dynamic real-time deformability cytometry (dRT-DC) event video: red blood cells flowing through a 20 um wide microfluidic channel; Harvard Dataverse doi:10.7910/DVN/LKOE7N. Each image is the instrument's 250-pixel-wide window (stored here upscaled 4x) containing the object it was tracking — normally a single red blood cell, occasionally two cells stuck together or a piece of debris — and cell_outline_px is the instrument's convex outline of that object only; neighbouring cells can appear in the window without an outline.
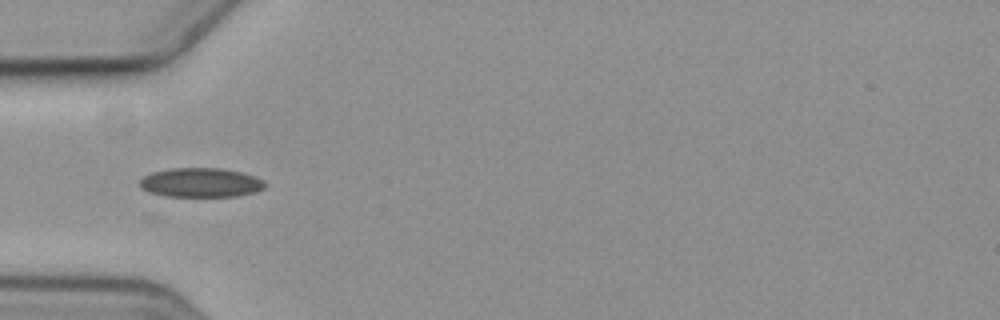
{"species": "common noctule bat (a hibernating species)", "species_latin": "Nyctalus noctula", "temperature_condition": "cold", "stored_images_in_passage": 9, "camera_frame_rate_fps": 3000, "um_per_image_px": 0.085, "animal": {"sex": "female", "body_mass_g": 19.3, "forearm_length_mm": 54.1}, "frame": {"image": 1, "passage_image": 6, "time_ms": 6.0, "image_size_px": [1000, 320], "cell_outline_px": [[268, 184], [264, 188], [256, 192], [236, 196], [164, 196], [148, 192], [140, 188], [140, 180], [144, 176], [152, 172], [172, 168], [220, 168], [240, 172], [256, 176], [264, 180]], "centroid_in_image_um": [17.08, 15.52], "position_along_channel_um": 67.9, "area_um2": 21.5}}
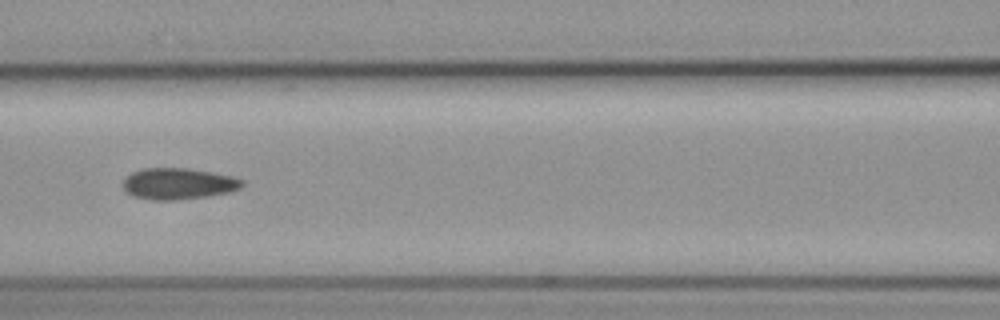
{"frame": {"image": 2, "passage_image": 8, "time_ms": 8.333, "image_size_px": [1000, 320], "cell_outline_px": [[244, 184], [240, 188], [232, 192], [208, 196], [176, 200], [152, 200], [132, 196], [124, 188], [124, 180], [132, 172], [140, 168], [188, 168], [212, 172], [232, 176], [244, 180]], "centroid_in_image_um": [15.19, 15.61], "position_along_channel_um": 151.4, "area_um2": 21.85}}
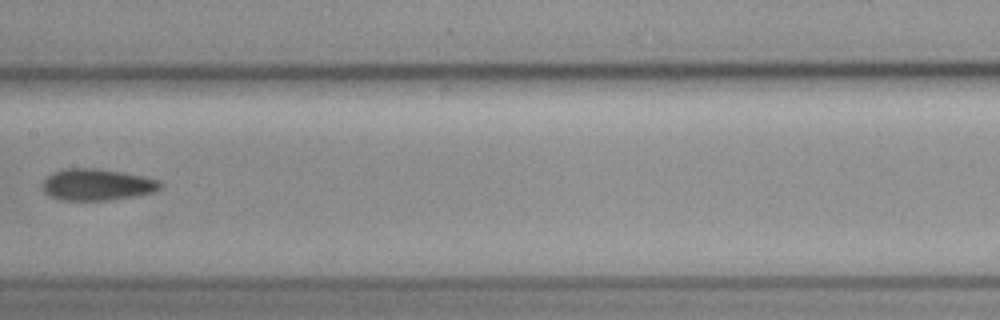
{"frame": {"image": 3, "passage_image": 9, "time_ms": 9.667, "image_size_px": [1000, 320], "cell_outline_px": [[160, 188], [152, 192], [132, 196], [108, 200], [60, 200], [44, 192], [44, 180], [52, 172], [68, 168], [96, 168], [120, 172], [140, 176], [156, 180], [160, 184]], "centroid_in_image_um": [8.19, 15.69], "position_along_channel_um": 199.2, "area_um2": 21.1}}